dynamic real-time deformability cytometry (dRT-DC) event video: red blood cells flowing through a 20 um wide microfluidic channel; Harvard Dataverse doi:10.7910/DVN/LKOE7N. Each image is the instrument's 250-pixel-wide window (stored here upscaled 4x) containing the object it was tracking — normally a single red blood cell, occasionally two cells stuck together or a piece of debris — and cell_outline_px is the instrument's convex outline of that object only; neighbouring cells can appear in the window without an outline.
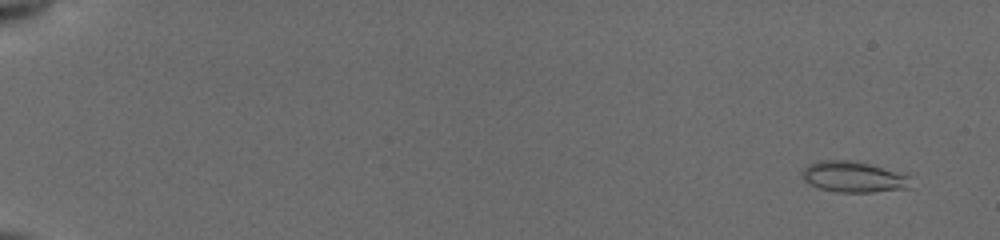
{"species": "common noctule bat (a hibernating species)", "species_latin": "Nyctalus noctula", "temperature_condition": "cold", "stored_images_in_passage": 55, "camera_frame_rate_fps": 3000, "um_per_image_px": 0.085, "animal": {"sex": "female", "body_mass_g": 19.5, "forearm_length_mm": 54.1}, "frame": {"image": 1, "passage_image": 4, "time_ms": 1.0, "image_size_px": [1000, 240], "cell_outline_px": [[912, 188], [872, 192], [836, 192], [820, 188], [804, 180], [800, 172], [808, 164], [820, 160], [856, 160], [908, 172]], "centroid_in_image_um": [72.64, 15.01], "position_along_channel_um": 12.4, "area_um2": 20.23}}
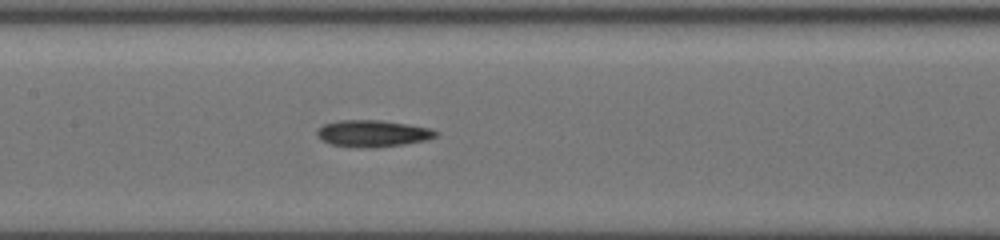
{"frame": {"image": 2, "passage_image": 30, "time_ms": 9.667, "image_size_px": [1000, 240], "cell_outline_px": [[440, 136], [428, 140], [404, 144], [376, 148], [368, 148], [332, 144], [320, 140], [316, 136], [316, 132], [324, 124], [336, 120], [380, 120], [408, 124], [432, 128], [440, 132]], "centroid_in_image_um": [31.74, 11.34], "position_along_channel_um": 175.7, "area_um2": 18.79}}
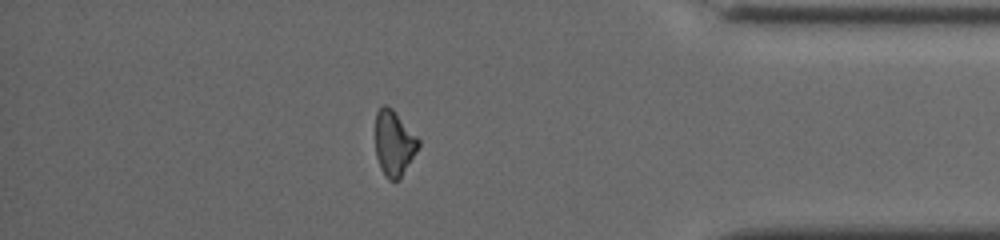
{"frame": {"image": 3, "passage_image": 49, "time_ms": 16.0, "image_size_px": [1000, 240], "cell_outline_px": [[420, 144], [416, 152], [400, 180], [388, 180], [384, 176], [380, 168], [376, 156], [376, 112], [384, 104], [392, 108], [420, 140]], "centroid_in_image_um": [33.49, 12.2], "position_along_channel_um": 401.7, "area_um2": 16.42}, "authors_computed_cell_mechanics": {"area_um2": 17.8602, "velocity_mm_per_s": 3.9336, "shape_relaxation_time_tau1_ms": 7.9332, "shape_relaxation_time_tau2_ms": 4.4049, "deformation_change_tau1": 0.1805, "deformation_change_tau2": 0.1295}}